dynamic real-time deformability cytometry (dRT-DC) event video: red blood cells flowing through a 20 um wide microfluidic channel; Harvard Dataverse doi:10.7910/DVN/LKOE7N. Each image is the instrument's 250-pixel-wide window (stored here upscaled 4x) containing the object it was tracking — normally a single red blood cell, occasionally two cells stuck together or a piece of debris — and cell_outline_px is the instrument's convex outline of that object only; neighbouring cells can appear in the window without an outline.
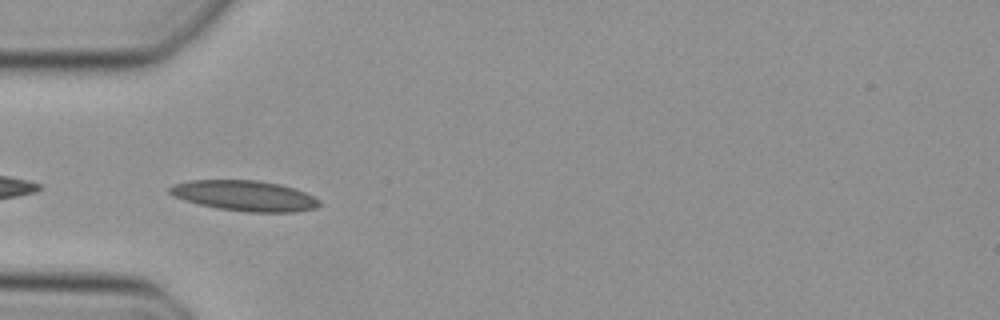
{"species": "Egyptian fruit bat (a non-hibernating species)", "species_latin": "Rousettus aegyptiacus", "temperature_condition": "cold", "stored_images_in_passage": 15, "camera_frame_rate_fps": 3000, "um_per_image_px": 0.085, "animal": {"sex": "female"}, "frame": {"image": 1, "passage_image": 1, "time_ms": 0.0, "image_size_px": [1000, 320], "cell_outline_px": [[320, 204], [316, 208], [292, 212], [248, 212], [216, 208], [184, 200], [172, 196], [168, 192], [168, 188], [172, 184], [188, 180], [256, 180], [280, 184], [304, 192], [320, 200]], "centroid_in_image_um": [20.74, 16.63], "position_along_channel_um": 64.3, "area_um2": 26.59}}
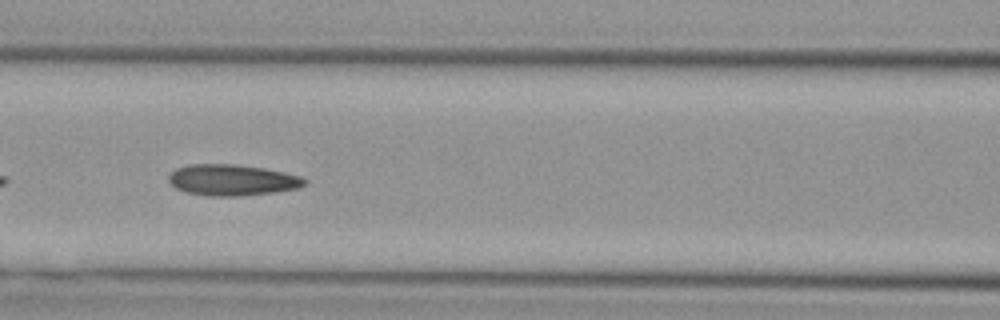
{"frame": {"image": 2, "passage_image": 7, "time_ms": 2.0, "image_size_px": [1000, 320], "cell_outline_px": [[308, 184], [296, 188], [276, 192], [240, 196], [208, 196], [188, 192], [176, 188], [168, 180], [168, 176], [176, 168], [188, 164], [236, 164], [264, 168], [284, 172], [300, 176], [308, 180]], "centroid_in_image_um": [19.75, 15.3], "position_along_channel_um": 146.8, "area_um2": 24.74}}
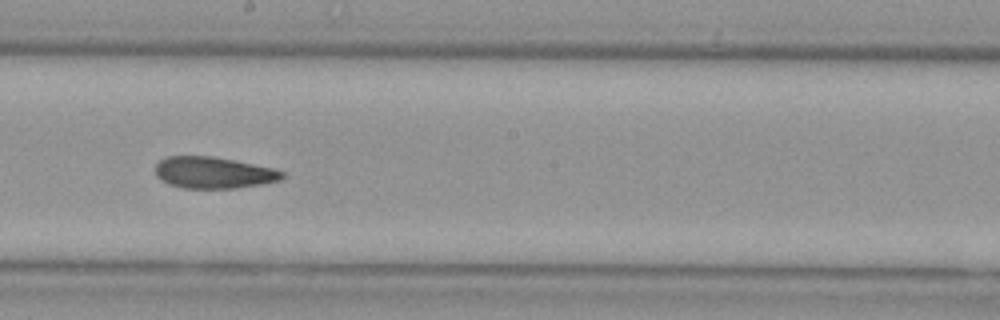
{"frame": {"image": 3, "passage_image": 13, "time_ms": 4.0, "image_size_px": [1000, 320], "cell_outline_px": [[284, 176], [280, 180], [260, 184], [236, 188], [184, 188], [168, 184], [160, 180], [156, 176], [156, 164], [160, 160], [168, 156], [212, 156], [272, 168], [284, 172]], "centroid_in_image_um": [18.11, 14.68], "position_along_channel_um": 230.1, "area_um2": 23.12}}